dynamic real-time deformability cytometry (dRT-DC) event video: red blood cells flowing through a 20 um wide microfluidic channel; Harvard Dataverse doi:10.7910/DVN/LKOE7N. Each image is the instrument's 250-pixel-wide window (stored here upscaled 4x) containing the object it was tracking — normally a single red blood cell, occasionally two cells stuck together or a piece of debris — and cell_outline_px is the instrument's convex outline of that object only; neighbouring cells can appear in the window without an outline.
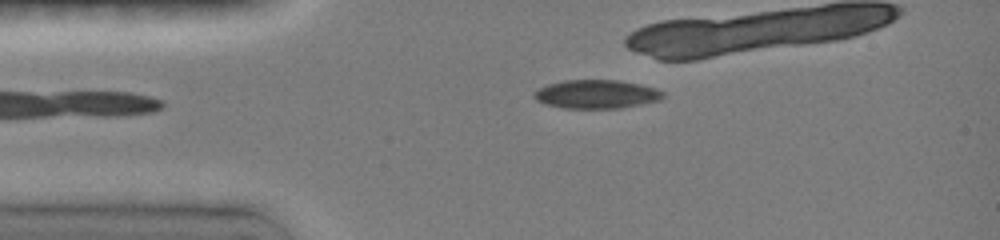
{"species": "common noctule bat (a hibernating species)", "species_latin": "Nyctalus noctula", "temperature_condition": "room temperature", "stored_images_in_passage": 31, "camera_frame_rate_fps": 3000, "um_per_image_px": 0.085, "animal": {"sex": "female", "body_mass_g": 19.0, "forearm_length_mm": 51.5}, "frame": {"image": 1, "passage_image": 1, "time_ms": 0.0, "image_size_px": [1000, 240], "cell_outline_px": [[664, 96], [660, 100], [620, 108], [564, 108], [544, 104], [536, 100], [532, 96], [532, 92], [548, 84], [564, 80], [620, 80], [640, 84], [656, 88], [664, 92]], "centroid_in_image_um": [50.68, 8.0], "position_along_channel_um": 34.3, "area_um2": 21.62}}